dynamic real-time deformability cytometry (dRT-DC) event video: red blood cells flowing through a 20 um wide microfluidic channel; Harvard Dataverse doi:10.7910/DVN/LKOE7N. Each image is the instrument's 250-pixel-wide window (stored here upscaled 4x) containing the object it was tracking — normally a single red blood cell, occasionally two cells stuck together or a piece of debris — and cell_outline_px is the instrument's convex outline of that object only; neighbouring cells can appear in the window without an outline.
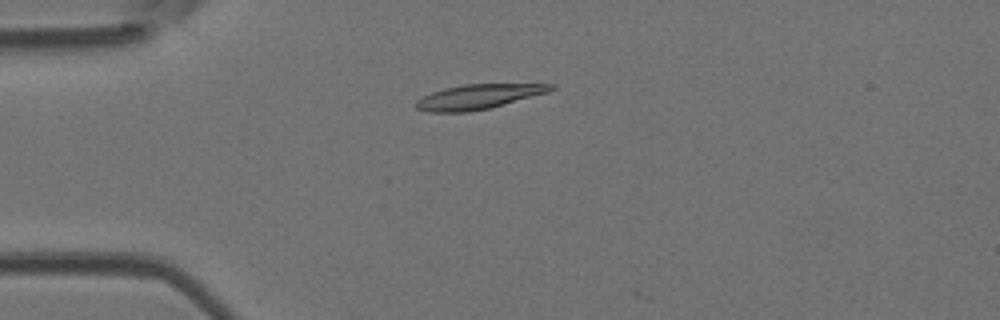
{"species": "Egyptian fruit bat (a non-hibernating species)", "species_latin": "Rousettus aegyptiacus", "temperature_condition": "room temperature", "stored_images_in_passage": 15, "camera_frame_rate_fps": 3000, "um_per_image_px": 0.085, "animal": {"sex": "female"}, "frame": {"image": 1, "passage_image": 13, "time_ms": 4.0, "image_size_px": [1000, 320], "cell_outline_px": [[556, 88], [548, 92], [488, 108], [468, 112], [428, 112], [416, 108], [416, 100], [432, 92], [444, 88], [464, 84], [556, 84]], "centroid_in_image_um": [40.65, 8.21], "position_along_channel_um": 44.4, "area_um2": 19.19}}